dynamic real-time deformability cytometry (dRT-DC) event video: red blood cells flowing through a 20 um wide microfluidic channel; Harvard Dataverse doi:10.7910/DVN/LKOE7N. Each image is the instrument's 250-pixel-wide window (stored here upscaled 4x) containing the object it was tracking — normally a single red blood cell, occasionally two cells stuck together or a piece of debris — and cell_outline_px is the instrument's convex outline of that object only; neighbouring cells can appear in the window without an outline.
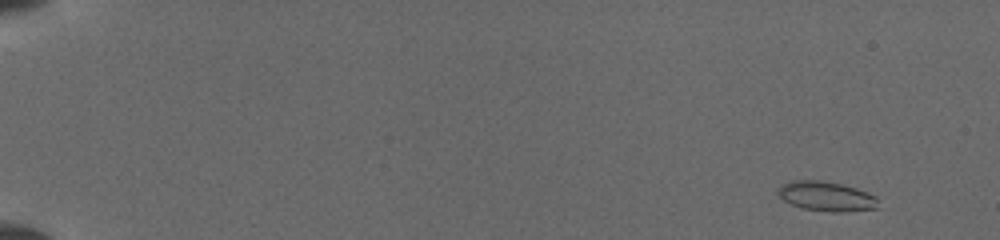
{"species": "common noctule bat (a hibernating species)", "species_latin": "Nyctalus noctula", "temperature_condition": "cold", "stored_images_in_passage": 6, "camera_frame_rate_fps": 3000, "um_per_image_px": 0.085, "animal": {"sex": "female", "body_mass_g": 19.5, "forearm_length_mm": 54.1}, "frame": {"image": 1, "passage_image": 1, "time_ms": 0.0, "image_size_px": [1000, 240], "cell_outline_px": [[880, 208], [840, 212], [832, 212], [800, 208], [784, 200], [776, 192], [776, 188], [780, 184], [792, 180], [820, 180], [840, 184], [856, 188], [876, 196]], "centroid_in_image_um": [70.21, 16.68], "position_along_channel_um": 14.8, "area_um2": 17.46}}
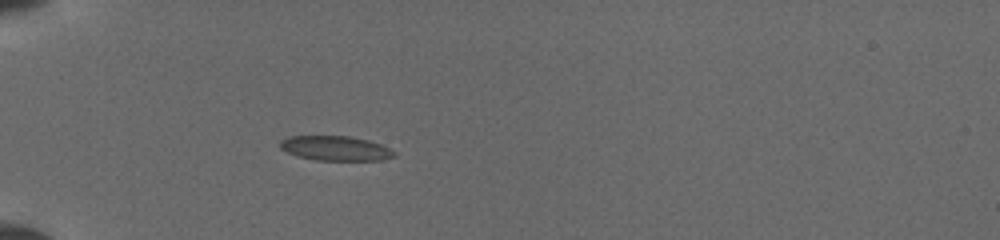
{"frame": {"image": 2, "passage_image": 5, "time_ms": 4.667, "image_size_px": [1000, 240], "cell_outline_px": [[396, 156], [380, 160], [316, 160], [296, 156], [280, 148], [280, 140], [288, 136], [348, 136], [368, 140], [380, 144], [396, 152]], "centroid_in_image_um": [28.5, 12.6], "position_along_channel_um": 56.5, "area_um2": 16.36}}